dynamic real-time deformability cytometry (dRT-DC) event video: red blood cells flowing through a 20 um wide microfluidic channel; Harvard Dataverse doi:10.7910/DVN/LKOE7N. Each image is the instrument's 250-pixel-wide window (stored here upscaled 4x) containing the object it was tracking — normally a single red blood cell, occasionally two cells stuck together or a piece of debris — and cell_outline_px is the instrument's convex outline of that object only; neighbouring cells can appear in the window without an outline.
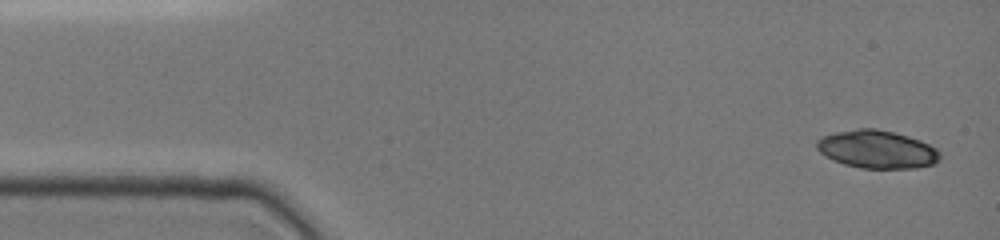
{"species": "common noctule bat (a hibernating species)", "species_latin": "Nyctalus noctula", "temperature_condition": "cold", "stored_images_in_passage": 9, "camera_frame_rate_fps": 3000, "um_per_image_px": 0.085, "animal": {"sex": "female", "body_mass_g": 19.0, "forearm_length_mm": 51.5}, "frame": {"image": 1, "passage_image": 1, "time_ms": 0.0, "image_size_px": [1000, 240], "cell_outline_px": [[940, 160], [936, 164], [916, 168], [860, 168], [844, 164], [832, 160], [820, 152], [816, 148], [816, 140], [824, 136], [836, 132], [856, 128], [876, 128], [908, 136], [920, 140], [936, 148], [940, 152]], "centroid_in_image_um": [74.56, 12.7], "position_along_channel_um": 10.4, "area_um2": 27.4}}
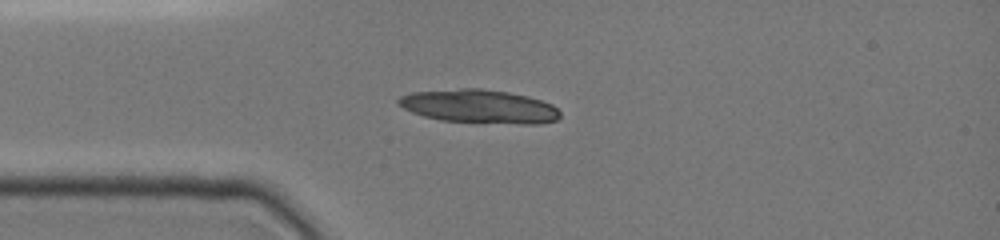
{"frame": {"image": 2, "passage_image": 6, "time_ms": 3.333, "image_size_px": [1000, 240], "cell_outline_px": [[560, 116], [556, 120], [540, 124], [520, 124], [440, 120], [424, 116], [412, 112], [404, 108], [396, 100], [400, 96], [412, 92], [460, 88], [480, 88], [508, 92], [528, 96], [552, 104], [560, 112]], "centroid_in_image_um": [40.75, 9.04], "position_along_channel_um": 44.3, "area_um2": 31.56}}